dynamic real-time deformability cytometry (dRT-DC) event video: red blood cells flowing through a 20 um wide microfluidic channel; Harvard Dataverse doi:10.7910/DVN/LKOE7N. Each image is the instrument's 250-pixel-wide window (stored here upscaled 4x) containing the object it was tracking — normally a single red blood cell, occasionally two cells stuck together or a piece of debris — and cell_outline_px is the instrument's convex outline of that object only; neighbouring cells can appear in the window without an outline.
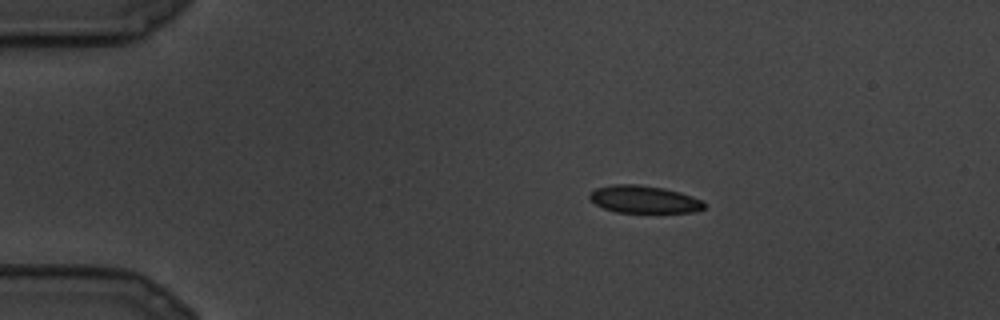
{"species": "common noctule bat (a hibernating species)", "species_latin": "Nyctalus noctula", "temperature_condition": "cold", "stored_images_in_passage": 11, "camera_frame_rate_fps": 3000, "um_per_image_px": 0.085, "animal": {"sex": "male", "body_mass_g": 19.5, "forearm_length_mm": 54.6}, "frame": {"image": 1, "passage_image": 1, "time_ms": 0.0, "image_size_px": [1000, 320], "cell_outline_px": [[704, 208], [692, 212], [616, 212], [604, 208], [596, 204], [588, 196], [596, 188], [612, 184], [640, 184], [664, 188], [680, 192], [692, 196], [700, 200], [704, 204]], "centroid_in_image_um": [54.72, 16.93], "position_along_channel_um": 30.3, "area_um2": 18.15}}
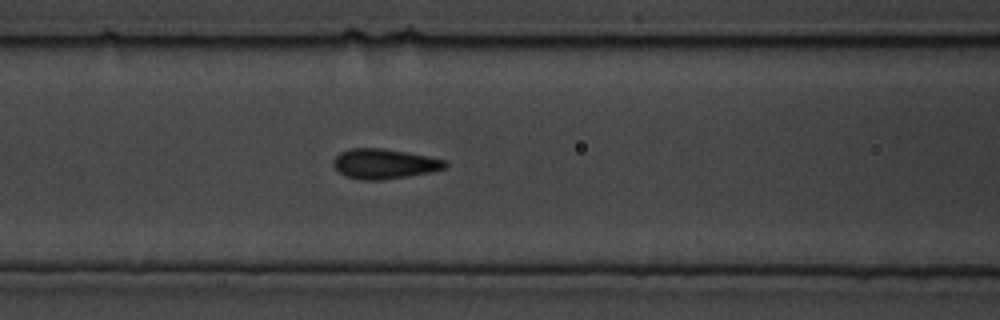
{"frame": {"image": 2, "passage_image": 7, "time_ms": 2.0, "image_size_px": [1000, 320], "cell_outline_px": [[448, 164], [444, 168], [432, 172], [408, 176], [380, 180], [360, 180], [348, 176], [340, 172], [332, 164], [332, 160], [340, 152], [352, 148], [380, 148], [408, 152], [428, 156], [444, 160]], "centroid_in_image_um": [32.66, 13.92], "position_along_channel_um": 133.9, "area_um2": 19.42}}
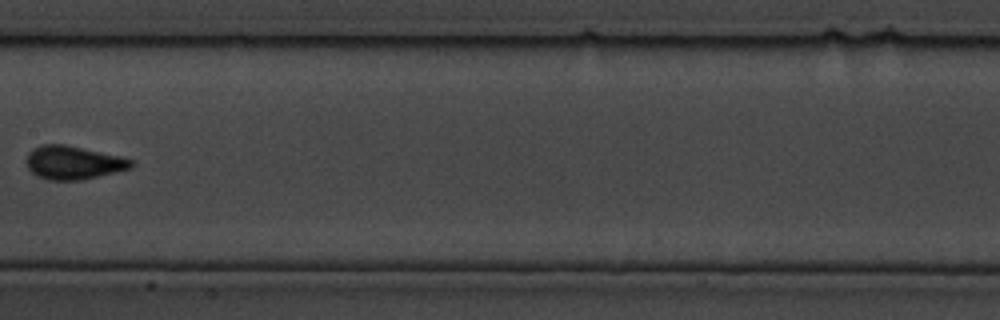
{"frame": {"image": 3, "passage_image": 10, "time_ms": 3.0, "image_size_px": [1000, 320], "cell_outline_px": [[136, 164], [132, 168], [80, 180], [48, 180], [36, 176], [28, 168], [28, 152], [32, 148], [44, 144], [64, 144], [124, 156], [132, 160]], "centroid_in_image_um": [6.27, 13.81], "position_along_channel_um": 201.1, "area_um2": 20.52}}